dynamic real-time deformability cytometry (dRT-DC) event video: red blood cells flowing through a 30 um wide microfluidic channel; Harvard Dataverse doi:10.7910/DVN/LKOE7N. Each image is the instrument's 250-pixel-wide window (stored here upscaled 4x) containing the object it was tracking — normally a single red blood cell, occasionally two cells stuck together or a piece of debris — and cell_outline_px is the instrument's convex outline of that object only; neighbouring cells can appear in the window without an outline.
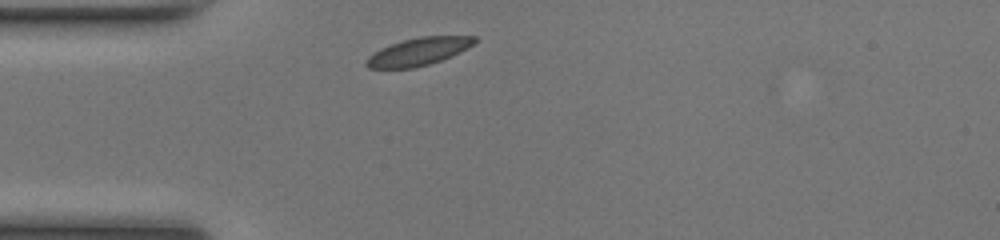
{"species": "common noctule bat (a hibernating species)", "species_latin": "Nyctalus noctula", "temperature_condition": "room temperature", "stored_images_in_passage": 28, "camera_frame_rate_fps": 3000, "um_per_image_px": 0.085, "animal": {"sex": "female", "body_mass_g": 17.0, "forearm_length_mm": 48.0}, "frame": {"image": 1, "passage_image": 1, "time_ms": 0.0, "image_size_px": [1000, 240], "cell_outline_px": [[480, 40], [468, 48], [460, 52], [440, 60], [428, 64], [412, 68], [368, 68], [364, 64], [364, 60], [368, 56], [380, 48], [404, 40], [420, 36], [476, 36]], "centroid_in_image_um": [35.58, 4.38], "position_along_channel_um": 49.4, "area_um2": 17.46}}
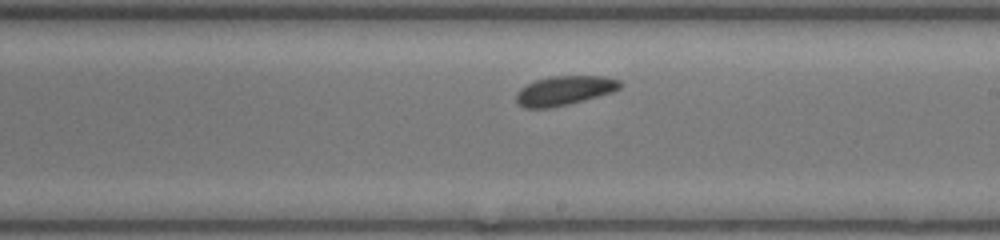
{"frame": {"image": 2, "passage_image": 16, "time_ms": 5.0, "image_size_px": [1000, 240], "cell_outline_px": [[624, 84], [620, 88], [612, 92], [584, 100], [568, 104], [548, 108], [524, 108], [516, 100], [516, 92], [520, 88], [536, 80], [552, 76], [604, 76], [620, 80]], "centroid_in_image_um": [47.99, 7.69], "position_along_channel_um": 241.0, "area_um2": 17.69}}
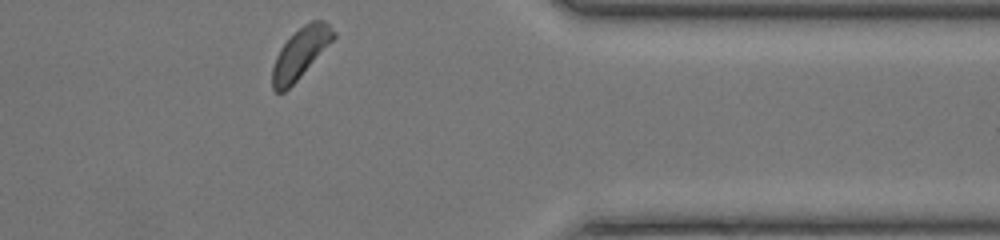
{"frame": {"image": 3, "passage_image": 28, "time_ms": 9.0, "image_size_px": [1000, 240], "cell_outline_px": [[336, 36], [300, 76], [284, 92], [276, 92], [272, 88], [272, 68], [276, 56], [280, 48], [304, 24], [312, 20], [324, 20], [336, 32]], "centroid_in_image_um": [25.52, 4.51], "position_along_channel_um": 385.9, "area_um2": 17.4}, "authors_computed_cell_mechanics": {"area_um2": 17.9469, "velocity_mm_per_s": 4.083, "shape_relaxation_time_tau1_ms": 2.9832, "shape_relaxation_time_tau2_ms": 5.1367, "deformation_change_tau1": 0.0707, "deformation_change_tau2": 0.0549}}